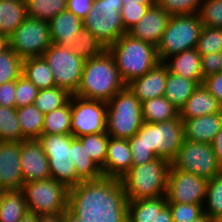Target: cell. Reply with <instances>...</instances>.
Instances as JSON below:
<instances>
[{"label":"cell","mask_w":222,"mask_h":222,"mask_svg":"<svg viewBox=\"0 0 222 222\" xmlns=\"http://www.w3.org/2000/svg\"><path fill=\"white\" fill-rule=\"evenodd\" d=\"M203 211L213 221L222 215V173L208 180Z\"/></svg>","instance_id":"cell-38"},{"label":"cell","mask_w":222,"mask_h":222,"mask_svg":"<svg viewBox=\"0 0 222 222\" xmlns=\"http://www.w3.org/2000/svg\"><path fill=\"white\" fill-rule=\"evenodd\" d=\"M219 53H211L201 56V71L203 78L220 72Z\"/></svg>","instance_id":"cell-48"},{"label":"cell","mask_w":222,"mask_h":222,"mask_svg":"<svg viewBox=\"0 0 222 222\" xmlns=\"http://www.w3.org/2000/svg\"><path fill=\"white\" fill-rule=\"evenodd\" d=\"M202 84L222 104V72L205 77Z\"/></svg>","instance_id":"cell-49"},{"label":"cell","mask_w":222,"mask_h":222,"mask_svg":"<svg viewBox=\"0 0 222 222\" xmlns=\"http://www.w3.org/2000/svg\"><path fill=\"white\" fill-rule=\"evenodd\" d=\"M171 162L157 157L141 165H132L120 179L127 201L166 196Z\"/></svg>","instance_id":"cell-5"},{"label":"cell","mask_w":222,"mask_h":222,"mask_svg":"<svg viewBox=\"0 0 222 222\" xmlns=\"http://www.w3.org/2000/svg\"><path fill=\"white\" fill-rule=\"evenodd\" d=\"M107 50L113 56L126 85L145 75L160 62L156 46L135 39L127 33L110 45Z\"/></svg>","instance_id":"cell-4"},{"label":"cell","mask_w":222,"mask_h":222,"mask_svg":"<svg viewBox=\"0 0 222 222\" xmlns=\"http://www.w3.org/2000/svg\"><path fill=\"white\" fill-rule=\"evenodd\" d=\"M214 222H222V215L218 219H216Z\"/></svg>","instance_id":"cell-60"},{"label":"cell","mask_w":222,"mask_h":222,"mask_svg":"<svg viewBox=\"0 0 222 222\" xmlns=\"http://www.w3.org/2000/svg\"><path fill=\"white\" fill-rule=\"evenodd\" d=\"M164 63L171 73L194 80L198 85L203 83L201 55L196 48L172 55Z\"/></svg>","instance_id":"cell-23"},{"label":"cell","mask_w":222,"mask_h":222,"mask_svg":"<svg viewBox=\"0 0 222 222\" xmlns=\"http://www.w3.org/2000/svg\"><path fill=\"white\" fill-rule=\"evenodd\" d=\"M141 104L143 121L147 123L167 122L179 116V110L164 96L146 100Z\"/></svg>","instance_id":"cell-31"},{"label":"cell","mask_w":222,"mask_h":222,"mask_svg":"<svg viewBox=\"0 0 222 222\" xmlns=\"http://www.w3.org/2000/svg\"><path fill=\"white\" fill-rule=\"evenodd\" d=\"M67 47L85 60L96 58L107 50V47L85 27L70 41Z\"/></svg>","instance_id":"cell-32"},{"label":"cell","mask_w":222,"mask_h":222,"mask_svg":"<svg viewBox=\"0 0 222 222\" xmlns=\"http://www.w3.org/2000/svg\"><path fill=\"white\" fill-rule=\"evenodd\" d=\"M27 16L25 0H0V33L9 37Z\"/></svg>","instance_id":"cell-27"},{"label":"cell","mask_w":222,"mask_h":222,"mask_svg":"<svg viewBox=\"0 0 222 222\" xmlns=\"http://www.w3.org/2000/svg\"><path fill=\"white\" fill-rule=\"evenodd\" d=\"M168 71L167 65L159 62L145 75L128 83L127 87L141 103L164 96Z\"/></svg>","instance_id":"cell-19"},{"label":"cell","mask_w":222,"mask_h":222,"mask_svg":"<svg viewBox=\"0 0 222 222\" xmlns=\"http://www.w3.org/2000/svg\"><path fill=\"white\" fill-rule=\"evenodd\" d=\"M42 134H72L70 100L64 106L45 114Z\"/></svg>","instance_id":"cell-34"},{"label":"cell","mask_w":222,"mask_h":222,"mask_svg":"<svg viewBox=\"0 0 222 222\" xmlns=\"http://www.w3.org/2000/svg\"><path fill=\"white\" fill-rule=\"evenodd\" d=\"M220 72H222V50L219 52Z\"/></svg>","instance_id":"cell-59"},{"label":"cell","mask_w":222,"mask_h":222,"mask_svg":"<svg viewBox=\"0 0 222 222\" xmlns=\"http://www.w3.org/2000/svg\"><path fill=\"white\" fill-rule=\"evenodd\" d=\"M68 210L83 222H127L128 201L120 179L79 182L68 191Z\"/></svg>","instance_id":"cell-1"},{"label":"cell","mask_w":222,"mask_h":222,"mask_svg":"<svg viewBox=\"0 0 222 222\" xmlns=\"http://www.w3.org/2000/svg\"><path fill=\"white\" fill-rule=\"evenodd\" d=\"M27 213L22 190L0 191V222H19Z\"/></svg>","instance_id":"cell-28"},{"label":"cell","mask_w":222,"mask_h":222,"mask_svg":"<svg viewBox=\"0 0 222 222\" xmlns=\"http://www.w3.org/2000/svg\"><path fill=\"white\" fill-rule=\"evenodd\" d=\"M215 113H222V104L201 84L181 107L179 117L186 120Z\"/></svg>","instance_id":"cell-22"},{"label":"cell","mask_w":222,"mask_h":222,"mask_svg":"<svg viewBox=\"0 0 222 222\" xmlns=\"http://www.w3.org/2000/svg\"><path fill=\"white\" fill-rule=\"evenodd\" d=\"M25 2L29 17L47 22L67 10V0H25Z\"/></svg>","instance_id":"cell-36"},{"label":"cell","mask_w":222,"mask_h":222,"mask_svg":"<svg viewBox=\"0 0 222 222\" xmlns=\"http://www.w3.org/2000/svg\"><path fill=\"white\" fill-rule=\"evenodd\" d=\"M71 132L74 137L106 132V102L72 95Z\"/></svg>","instance_id":"cell-14"},{"label":"cell","mask_w":222,"mask_h":222,"mask_svg":"<svg viewBox=\"0 0 222 222\" xmlns=\"http://www.w3.org/2000/svg\"><path fill=\"white\" fill-rule=\"evenodd\" d=\"M204 0H157V6L170 16L198 14Z\"/></svg>","instance_id":"cell-43"},{"label":"cell","mask_w":222,"mask_h":222,"mask_svg":"<svg viewBox=\"0 0 222 222\" xmlns=\"http://www.w3.org/2000/svg\"><path fill=\"white\" fill-rule=\"evenodd\" d=\"M196 50L201 56L219 53L222 50V28L203 26Z\"/></svg>","instance_id":"cell-41"},{"label":"cell","mask_w":222,"mask_h":222,"mask_svg":"<svg viewBox=\"0 0 222 222\" xmlns=\"http://www.w3.org/2000/svg\"><path fill=\"white\" fill-rule=\"evenodd\" d=\"M20 165L24 183L51 178L49 162L38 139L20 142Z\"/></svg>","instance_id":"cell-16"},{"label":"cell","mask_w":222,"mask_h":222,"mask_svg":"<svg viewBox=\"0 0 222 222\" xmlns=\"http://www.w3.org/2000/svg\"><path fill=\"white\" fill-rule=\"evenodd\" d=\"M22 191L28 212L37 216L60 214L68 209L69 189L52 178L24 183Z\"/></svg>","instance_id":"cell-8"},{"label":"cell","mask_w":222,"mask_h":222,"mask_svg":"<svg viewBox=\"0 0 222 222\" xmlns=\"http://www.w3.org/2000/svg\"><path fill=\"white\" fill-rule=\"evenodd\" d=\"M211 146L213 147V150L215 151L217 160L222 169V129L216 134L215 138L213 139L211 143Z\"/></svg>","instance_id":"cell-51"},{"label":"cell","mask_w":222,"mask_h":222,"mask_svg":"<svg viewBox=\"0 0 222 222\" xmlns=\"http://www.w3.org/2000/svg\"><path fill=\"white\" fill-rule=\"evenodd\" d=\"M173 222H191L200 217L203 211L201 204L167 203Z\"/></svg>","instance_id":"cell-44"},{"label":"cell","mask_w":222,"mask_h":222,"mask_svg":"<svg viewBox=\"0 0 222 222\" xmlns=\"http://www.w3.org/2000/svg\"><path fill=\"white\" fill-rule=\"evenodd\" d=\"M20 123L17 119L16 108L0 106V142H21Z\"/></svg>","instance_id":"cell-37"},{"label":"cell","mask_w":222,"mask_h":222,"mask_svg":"<svg viewBox=\"0 0 222 222\" xmlns=\"http://www.w3.org/2000/svg\"><path fill=\"white\" fill-rule=\"evenodd\" d=\"M184 139L211 144L216 134L222 129V113L203 115L182 120Z\"/></svg>","instance_id":"cell-21"},{"label":"cell","mask_w":222,"mask_h":222,"mask_svg":"<svg viewBox=\"0 0 222 222\" xmlns=\"http://www.w3.org/2000/svg\"><path fill=\"white\" fill-rule=\"evenodd\" d=\"M155 222H173L171 211L168 205L159 213V215H157Z\"/></svg>","instance_id":"cell-52"},{"label":"cell","mask_w":222,"mask_h":222,"mask_svg":"<svg viewBox=\"0 0 222 222\" xmlns=\"http://www.w3.org/2000/svg\"><path fill=\"white\" fill-rule=\"evenodd\" d=\"M132 167V152L128 139L109 137L104 177L121 179Z\"/></svg>","instance_id":"cell-20"},{"label":"cell","mask_w":222,"mask_h":222,"mask_svg":"<svg viewBox=\"0 0 222 222\" xmlns=\"http://www.w3.org/2000/svg\"><path fill=\"white\" fill-rule=\"evenodd\" d=\"M52 44L68 46L83 28V20L65 10L49 21Z\"/></svg>","instance_id":"cell-24"},{"label":"cell","mask_w":222,"mask_h":222,"mask_svg":"<svg viewBox=\"0 0 222 222\" xmlns=\"http://www.w3.org/2000/svg\"><path fill=\"white\" fill-rule=\"evenodd\" d=\"M122 4H146L150 7L156 6L157 0H121Z\"/></svg>","instance_id":"cell-54"},{"label":"cell","mask_w":222,"mask_h":222,"mask_svg":"<svg viewBox=\"0 0 222 222\" xmlns=\"http://www.w3.org/2000/svg\"><path fill=\"white\" fill-rule=\"evenodd\" d=\"M22 75L39 90L55 86L52 70L43 56L24 59Z\"/></svg>","instance_id":"cell-30"},{"label":"cell","mask_w":222,"mask_h":222,"mask_svg":"<svg viewBox=\"0 0 222 222\" xmlns=\"http://www.w3.org/2000/svg\"><path fill=\"white\" fill-rule=\"evenodd\" d=\"M132 152V165H141L157 157L172 162L184 141L182 119L167 122H144L137 134L128 139Z\"/></svg>","instance_id":"cell-2"},{"label":"cell","mask_w":222,"mask_h":222,"mask_svg":"<svg viewBox=\"0 0 222 222\" xmlns=\"http://www.w3.org/2000/svg\"><path fill=\"white\" fill-rule=\"evenodd\" d=\"M94 0H67V10L84 20L91 11Z\"/></svg>","instance_id":"cell-50"},{"label":"cell","mask_w":222,"mask_h":222,"mask_svg":"<svg viewBox=\"0 0 222 222\" xmlns=\"http://www.w3.org/2000/svg\"><path fill=\"white\" fill-rule=\"evenodd\" d=\"M170 17L165 10L157 5L150 7L146 14L127 31V34L157 47Z\"/></svg>","instance_id":"cell-18"},{"label":"cell","mask_w":222,"mask_h":222,"mask_svg":"<svg viewBox=\"0 0 222 222\" xmlns=\"http://www.w3.org/2000/svg\"><path fill=\"white\" fill-rule=\"evenodd\" d=\"M22 136L25 139H38L42 135L44 114L33 104L16 109Z\"/></svg>","instance_id":"cell-33"},{"label":"cell","mask_w":222,"mask_h":222,"mask_svg":"<svg viewBox=\"0 0 222 222\" xmlns=\"http://www.w3.org/2000/svg\"><path fill=\"white\" fill-rule=\"evenodd\" d=\"M16 80L0 85V106L16 108L15 102Z\"/></svg>","instance_id":"cell-47"},{"label":"cell","mask_w":222,"mask_h":222,"mask_svg":"<svg viewBox=\"0 0 222 222\" xmlns=\"http://www.w3.org/2000/svg\"><path fill=\"white\" fill-rule=\"evenodd\" d=\"M71 155L77 173V184L82 181L97 180L103 177L101 168L88 156L81 141L73 135Z\"/></svg>","instance_id":"cell-26"},{"label":"cell","mask_w":222,"mask_h":222,"mask_svg":"<svg viewBox=\"0 0 222 222\" xmlns=\"http://www.w3.org/2000/svg\"><path fill=\"white\" fill-rule=\"evenodd\" d=\"M198 16L203 26L222 28V0H204Z\"/></svg>","instance_id":"cell-42"},{"label":"cell","mask_w":222,"mask_h":222,"mask_svg":"<svg viewBox=\"0 0 222 222\" xmlns=\"http://www.w3.org/2000/svg\"><path fill=\"white\" fill-rule=\"evenodd\" d=\"M9 48V40L6 35L0 33V54Z\"/></svg>","instance_id":"cell-56"},{"label":"cell","mask_w":222,"mask_h":222,"mask_svg":"<svg viewBox=\"0 0 222 222\" xmlns=\"http://www.w3.org/2000/svg\"><path fill=\"white\" fill-rule=\"evenodd\" d=\"M23 72V60L9 47L0 54V85L17 80Z\"/></svg>","instance_id":"cell-40"},{"label":"cell","mask_w":222,"mask_h":222,"mask_svg":"<svg viewBox=\"0 0 222 222\" xmlns=\"http://www.w3.org/2000/svg\"><path fill=\"white\" fill-rule=\"evenodd\" d=\"M202 28L198 14L171 16L157 45L160 62L182 51L196 48Z\"/></svg>","instance_id":"cell-7"},{"label":"cell","mask_w":222,"mask_h":222,"mask_svg":"<svg viewBox=\"0 0 222 222\" xmlns=\"http://www.w3.org/2000/svg\"><path fill=\"white\" fill-rule=\"evenodd\" d=\"M20 142H0V191L22 190Z\"/></svg>","instance_id":"cell-17"},{"label":"cell","mask_w":222,"mask_h":222,"mask_svg":"<svg viewBox=\"0 0 222 222\" xmlns=\"http://www.w3.org/2000/svg\"><path fill=\"white\" fill-rule=\"evenodd\" d=\"M197 87L198 84L194 80L168 71L164 97L180 110Z\"/></svg>","instance_id":"cell-29"},{"label":"cell","mask_w":222,"mask_h":222,"mask_svg":"<svg viewBox=\"0 0 222 222\" xmlns=\"http://www.w3.org/2000/svg\"><path fill=\"white\" fill-rule=\"evenodd\" d=\"M166 206V196L128 201L127 222H155Z\"/></svg>","instance_id":"cell-25"},{"label":"cell","mask_w":222,"mask_h":222,"mask_svg":"<svg viewBox=\"0 0 222 222\" xmlns=\"http://www.w3.org/2000/svg\"><path fill=\"white\" fill-rule=\"evenodd\" d=\"M126 87L113 56L106 50L96 58L85 60L80 85L74 95L108 102Z\"/></svg>","instance_id":"cell-3"},{"label":"cell","mask_w":222,"mask_h":222,"mask_svg":"<svg viewBox=\"0 0 222 222\" xmlns=\"http://www.w3.org/2000/svg\"><path fill=\"white\" fill-rule=\"evenodd\" d=\"M38 141L49 162L50 176L68 189L77 185V173L71 158L72 134H42Z\"/></svg>","instance_id":"cell-10"},{"label":"cell","mask_w":222,"mask_h":222,"mask_svg":"<svg viewBox=\"0 0 222 222\" xmlns=\"http://www.w3.org/2000/svg\"><path fill=\"white\" fill-rule=\"evenodd\" d=\"M122 7L121 0H94L91 11L83 20V27L108 48L127 33L120 14Z\"/></svg>","instance_id":"cell-9"},{"label":"cell","mask_w":222,"mask_h":222,"mask_svg":"<svg viewBox=\"0 0 222 222\" xmlns=\"http://www.w3.org/2000/svg\"><path fill=\"white\" fill-rule=\"evenodd\" d=\"M62 222H83V220L77 218L67 209L62 213Z\"/></svg>","instance_id":"cell-55"},{"label":"cell","mask_w":222,"mask_h":222,"mask_svg":"<svg viewBox=\"0 0 222 222\" xmlns=\"http://www.w3.org/2000/svg\"><path fill=\"white\" fill-rule=\"evenodd\" d=\"M149 8L150 6L146 4H124L120 11L124 29L128 31L133 27Z\"/></svg>","instance_id":"cell-46"},{"label":"cell","mask_w":222,"mask_h":222,"mask_svg":"<svg viewBox=\"0 0 222 222\" xmlns=\"http://www.w3.org/2000/svg\"><path fill=\"white\" fill-rule=\"evenodd\" d=\"M8 40L9 47L22 60L43 56L52 45L49 22L27 16Z\"/></svg>","instance_id":"cell-12"},{"label":"cell","mask_w":222,"mask_h":222,"mask_svg":"<svg viewBox=\"0 0 222 222\" xmlns=\"http://www.w3.org/2000/svg\"><path fill=\"white\" fill-rule=\"evenodd\" d=\"M109 135L107 132L100 134H89L77 137L88 156L102 169L106 161L107 146L109 142Z\"/></svg>","instance_id":"cell-39"},{"label":"cell","mask_w":222,"mask_h":222,"mask_svg":"<svg viewBox=\"0 0 222 222\" xmlns=\"http://www.w3.org/2000/svg\"><path fill=\"white\" fill-rule=\"evenodd\" d=\"M207 183V179L175 169L171 165L166 191L167 203L204 205Z\"/></svg>","instance_id":"cell-15"},{"label":"cell","mask_w":222,"mask_h":222,"mask_svg":"<svg viewBox=\"0 0 222 222\" xmlns=\"http://www.w3.org/2000/svg\"><path fill=\"white\" fill-rule=\"evenodd\" d=\"M19 222H37V215L29 212Z\"/></svg>","instance_id":"cell-57"},{"label":"cell","mask_w":222,"mask_h":222,"mask_svg":"<svg viewBox=\"0 0 222 222\" xmlns=\"http://www.w3.org/2000/svg\"><path fill=\"white\" fill-rule=\"evenodd\" d=\"M107 104L106 132L110 137L130 139L144 123L142 104L128 87L116 93Z\"/></svg>","instance_id":"cell-6"},{"label":"cell","mask_w":222,"mask_h":222,"mask_svg":"<svg viewBox=\"0 0 222 222\" xmlns=\"http://www.w3.org/2000/svg\"><path fill=\"white\" fill-rule=\"evenodd\" d=\"M37 222H62V213L37 216Z\"/></svg>","instance_id":"cell-53"},{"label":"cell","mask_w":222,"mask_h":222,"mask_svg":"<svg viewBox=\"0 0 222 222\" xmlns=\"http://www.w3.org/2000/svg\"><path fill=\"white\" fill-rule=\"evenodd\" d=\"M39 89L26 77L21 75L16 80L15 102L16 109L32 105Z\"/></svg>","instance_id":"cell-45"},{"label":"cell","mask_w":222,"mask_h":222,"mask_svg":"<svg viewBox=\"0 0 222 222\" xmlns=\"http://www.w3.org/2000/svg\"><path fill=\"white\" fill-rule=\"evenodd\" d=\"M191 222H214L206 213Z\"/></svg>","instance_id":"cell-58"},{"label":"cell","mask_w":222,"mask_h":222,"mask_svg":"<svg viewBox=\"0 0 222 222\" xmlns=\"http://www.w3.org/2000/svg\"><path fill=\"white\" fill-rule=\"evenodd\" d=\"M72 95L65 89L51 87L38 91L33 105L44 115L64 106Z\"/></svg>","instance_id":"cell-35"},{"label":"cell","mask_w":222,"mask_h":222,"mask_svg":"<svg viewBox=\"0 0 222 222\" xmlns=\"http://www.w3.org/2000/svg\"><path fill=\"white\" fill-rule=\"evenodd\" d=\"M171 165L178 170L193 173L207 180L222 173L211 144L184 139Z\"/></svg>","instance_id":"cell-13"},{"label":"cell","mask_w":222,"mask_h":222,"mask_svg":"<svg viewBox=\"0 0 222 222\" xmlns=\"http://www.w3.org/2000/svg\"><path fill=\"white\" fill-rule=\"evenodd\" d=\"M52 70L55 86L74 95L79 88L85 59L71 48L52 44L43 54Z\"/></svg>","instance_id":"cell-11"}]
</instances>
